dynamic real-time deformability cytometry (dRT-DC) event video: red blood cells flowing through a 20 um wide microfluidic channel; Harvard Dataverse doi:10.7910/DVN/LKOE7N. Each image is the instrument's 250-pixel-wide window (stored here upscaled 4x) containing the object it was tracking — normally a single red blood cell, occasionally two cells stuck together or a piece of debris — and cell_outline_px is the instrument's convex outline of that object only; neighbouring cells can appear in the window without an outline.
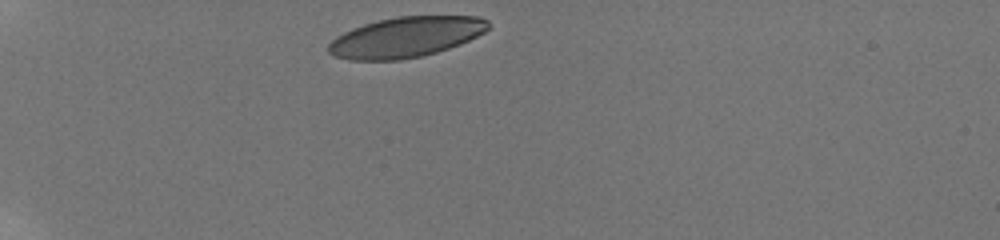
{"species": "human", "species_latin": "Homo sapiens", "temperature_condition": "room temperature", "stored_images_in_passage": 34, "camera_frame_rate_fps": 3000, "um_per_image_px": 0.085, "donor": {"sex": "male"}, "frame": {"image": 1, "passage_image": 1, "time_ms": 0.0, "image_size_px": [1000, 240], "cell_outline_px": [[488, 28], [484, 32], [460, 44], [436, 52], [420, 56], [400, 60], [348, 60], [332, 56], [328, 52], [328, 44], [336, 36], [352, 28], [364, 24], [396, 16], [480, 16], [488, 20]], "centroid_in_image_um": [34.46, 3.16], "position_along_channel_um": 50.5, "area_um2": 37.57}}
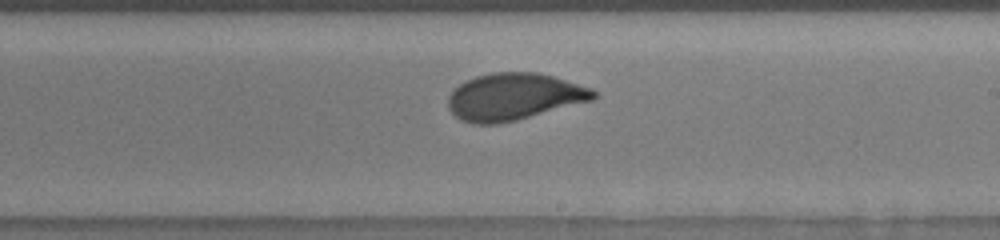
{"frame": {"image": 2, "passage_image": 20, "time_ms": 6.333, "image_size_px": [1000, 240], "cell_outline_px": [[596, 96], [592, 100], [516, 120], [496, 124], [472, 124], [460, 120], [448, 108], [448, 96], [460, 84], [476, 76], [492, 72], [536, 72], [552, 76], [592, 88], [596, 92]], "centroid_in_image_um": [43.66, 8.22], "position_along_channel_um": 245.3, "area_um2": 39.48}}
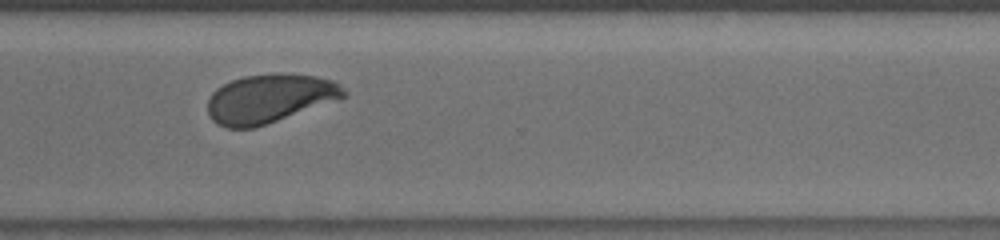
{"frame": {"image": 3, "passage_image": 28, "time_ms": 9.0, "image_size_px": [1000, 240], "cell_outline_px": [[348, 92], [340, 100], [256, 128], [228, 128], [216, 124], [208, 116], [208, 100], [212, 92], [216, 88], [232, 80], [244, 76], [276, 72], [280, 72], [316, 76], [336, 80]], "centroid_in_image_um": [22.95, 8.37], "position_along_channel_um": 347.7, "area_um2": 39.48}, "authors_computed_cell_mechanics": {"area_um2": 39.6508, "velocity_mm_per_s": 3.8391, "shape_relaxation_time_tau1_ms": 3.533, "shape_relaxation_time_tau2_ms": 0.7735, "deformation_change_tau1": 0.1547, "deformation_change_tau2": 0.0521}}